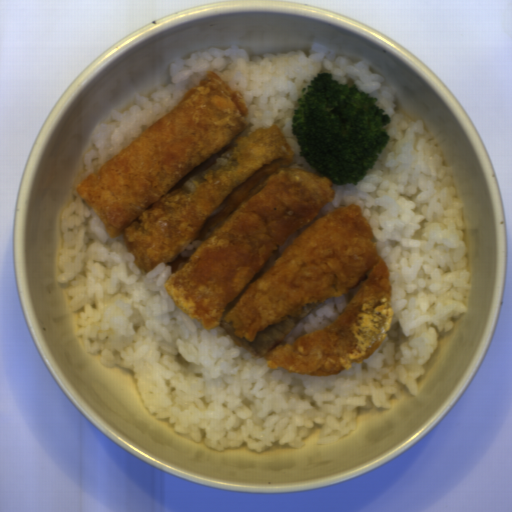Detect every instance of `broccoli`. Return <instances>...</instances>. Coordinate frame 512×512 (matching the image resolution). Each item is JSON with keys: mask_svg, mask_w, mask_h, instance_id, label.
Here are the masks:
<instances>
[{"mask_svg": "<svg viewBox=\"0 0 512 512\" xmlns=\"http://www.w3.org/2000/svg\"><path fill=\"white\" fill-rule=\"evenodd\" d=\"M377 101L355 83L317 72L301 89L290 119L300 158L332 185L359 184L391 138L385 127L392 117Z\"/></svg>", "mask_w": 512, "mask_h": 512, "instance_id": "broccoli-1", "label": "broccoli"}]
</instances>
